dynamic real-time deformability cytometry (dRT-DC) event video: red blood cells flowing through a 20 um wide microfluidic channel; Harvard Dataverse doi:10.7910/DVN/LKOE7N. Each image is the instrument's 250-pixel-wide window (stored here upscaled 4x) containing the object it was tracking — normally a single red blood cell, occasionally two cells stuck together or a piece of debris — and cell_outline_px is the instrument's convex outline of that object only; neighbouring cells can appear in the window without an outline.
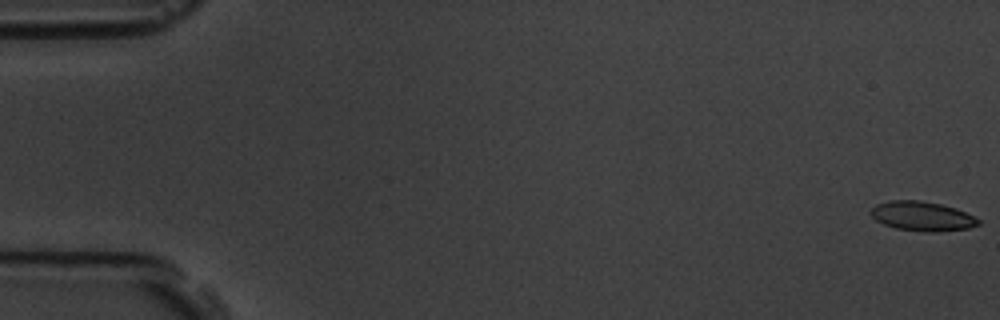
{"species": "common noctule bat (a hibernating species)", "species_latin": "Nyctalus noctula", "temperature_condition": "room temperature", "stored_images_in_passage": 16, "camera_frame_rate_fps": 3000, "um_per_image_px": 0.085, "animal": {"sex": "male", "body_mass_g": 19.5, "forearm_length_mm": 54.6}, "frame": {"image": 1, "passage_image": 1, "time_ms": 0.0, "image_size_px": [1000, 320], "cell_outline_px": [[980, 224], [968, 228], [936, 232], [924, 232], [896, 228], [884, 224], [876, 220], [868, 212], [876, 204], [892, 200], [920, 200], [940, 204], [956, 208], [980, 220]], "centroid_in_image_um": [78.36, 18.37], "position_along_channel_um": 6.6, "area_um2": 18.38}}
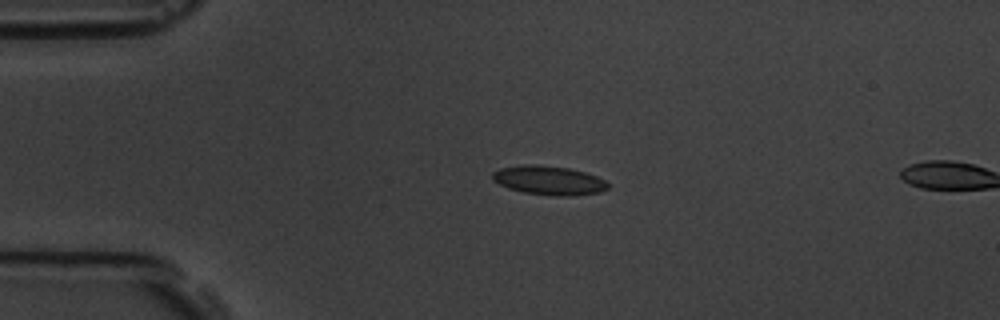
{"frame": {"image": 2, "passage_image": 14, "time_ms": 4.333, "image_size_px": [1000, 320], "cell_outline_px": [[608, 188], [600, 192], [568, 196], [564, 196], [524, 192], [508, 188], [492, 180], [492, 172], [500, 168], [520, 164], [536, 164], [568, 168], [584, 172], [596, 176], [604, 180], [608, 184]], "centroid_in_image_um": [46.62, 15.31], "position_along_channel_um": 38.4, "area_um2": 19.36}}